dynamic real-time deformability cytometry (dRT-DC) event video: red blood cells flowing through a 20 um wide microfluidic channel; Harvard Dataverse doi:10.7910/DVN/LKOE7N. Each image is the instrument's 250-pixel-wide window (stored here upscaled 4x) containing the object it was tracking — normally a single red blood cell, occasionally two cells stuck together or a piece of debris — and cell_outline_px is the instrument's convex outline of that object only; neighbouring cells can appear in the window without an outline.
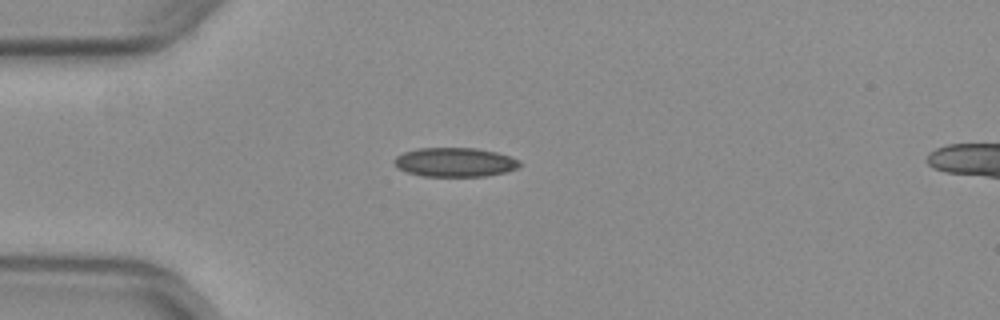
{"species": "common noctule bat (a hibernating species)", "species_latin": "Nyctalus noctula", "temperature_condition": "warm", "stored_images_in_passage": 27, "camera_frame_rate_fps": 3000, "um_per_image_px": 0.085, "animal": {"sex": "female", "body_mass_g": 29.2, "forearm_length_mm": 56.3}, "frame": {"image": 1, "passage_image": 1, "time_ms": 0.0, "image_size_px": [1000, 320], "cell_outline_px": [[520, 164], [516, 168], [508, 172], [484, 176], [420, 176], [396, 168], [392, 160], [396, 156], [404, 152], [416, 148], [476, 148], [496, 152], [520, 160]], "centroid_in_image_um": [38.63, 13.79], "position_along_channel_um": 46.4, "area_um2": 21.39}}
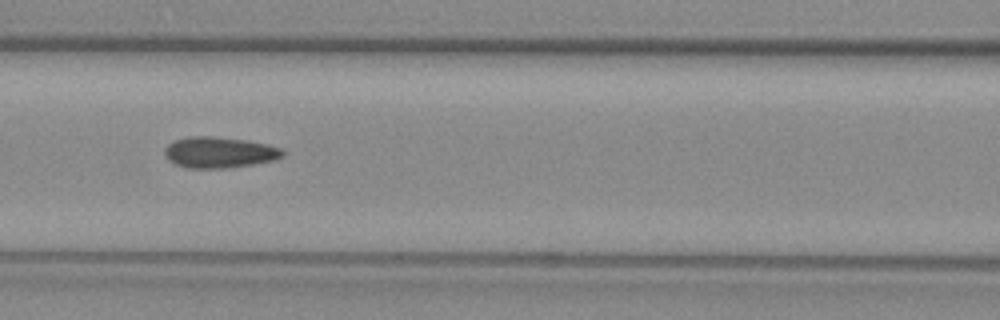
{"frame": {"image": 2, "passage_image": 10, "time_ms": 3.0, "image_size_px": [1000, 320], "cell_outline_px": [[284, 156], [276, 160], [252, 164], [224, 168], [188, 168], [176, 164], [168, 160], [164, 156], [164, 148], [168, 144], [176, 140], [188, 136], [212, 136], [244, 140], [268, 144], [280, 148], [284, 152]], "centroid_in_image_um": [18.63, 12.95], "position_along_channel_um": 148.0, "area_um2": 21.33}}
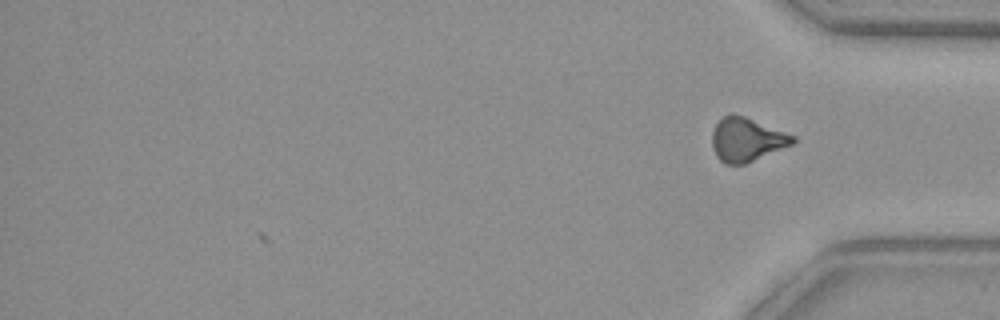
{"frame": {"image": 3, "passage_image": 27, "time_ms": 8.667, "image_size_px": [1000, 320], "cell_outline_px": [[796, 140], [792, 144], [744, 164], [724, 164], [716, 156], [712, 148], [712, 132], [716, 124], [724, 116], [732, 112], [744, 116], [796, 136]], "centroid_in_image_um": [63.44, 11.86], "position_along_channel_um": 371.8, "area_um2": 20.4}, "authors_computed_cell_mechanics": {"area_um2": 20.7502, "velocity_mm_per_s": 3.9814, "shape_relaxation_time_tau1_ms": null, "shape_relaxation_time_tau2_ms": 2.8987, "deformation_change_tau1": null, "deformation_change_tau2": 0.0896}}